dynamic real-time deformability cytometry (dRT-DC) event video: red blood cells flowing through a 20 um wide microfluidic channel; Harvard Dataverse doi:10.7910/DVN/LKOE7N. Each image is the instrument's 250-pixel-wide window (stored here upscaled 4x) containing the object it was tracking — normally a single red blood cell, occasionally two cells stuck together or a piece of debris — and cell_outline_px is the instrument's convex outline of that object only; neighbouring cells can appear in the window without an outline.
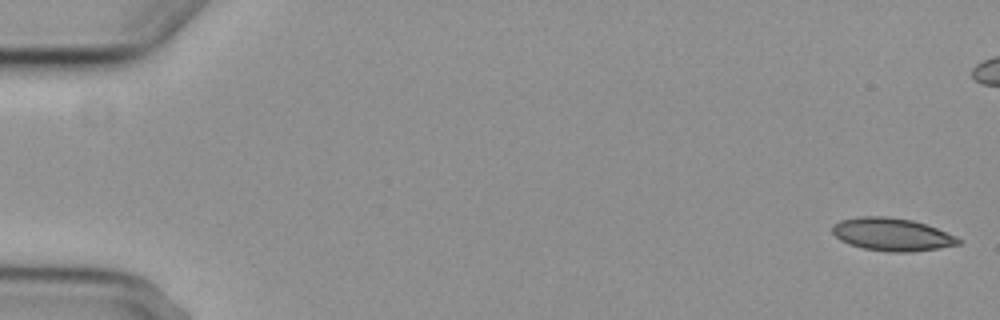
{"species": "common noctule bat (a hibernating species)", "species_latin": "Nyctalus noctula", "temperature_condition": "cold", "stored_images_in_passage": 8, "camera_frame_rate_fps": 3000, "um_per_image_px": 0.085, "animal": {"sex": "female", "body_mass_g": 29.2, "forearm_length_mm": 56.3}, "frame": {"image": 1, "passage_image": 1, "time_ms": 0.0, "image_size_px": [1000, 320], "cell_outline_px": [[964, 240], [960, 244], [940, 248], [912, 252], [888, 252], [864, 248], [848, 244], [840, 240], [832, 232], [832, 224], [840, 220], [860, 216], [888, 216], [912, 220], [936, 228], [956, 236]], "centroid_in_image_um": [75.82, 19.93], "position_along_channel_um": 9.2, "area_um2": 24.28}}
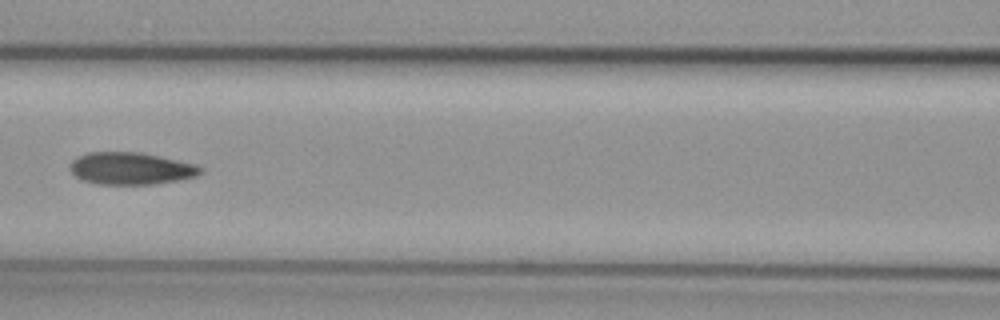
{"frame": {"image": 2, "passage_image": 7, "time_ms": 8.0, "image_size_px": [1000, 320], "cell_outline_px": [[204, 172], [196, 176], [176, 180], [152, 184], [96, 184], [84, 180], [76, 176], [68, 168], [68, 164], [76, 156], [88, 152], [140, 152], [160, 156], [196, 164], [204, 168]], "centroid_in_image_um": [11.11, 14.31], "position_along_channel_um": 155.5, "area_um2": 24.62}}
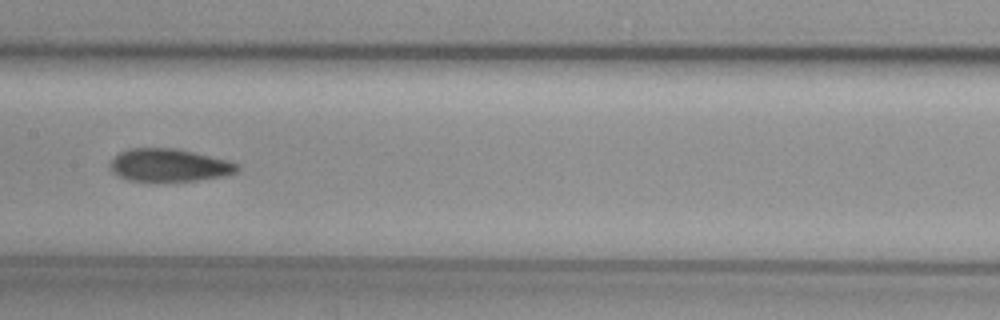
{"frame": {"image": 3, "passage_image": 8, "time_ms": 9.0, "image_size_px": [1000, 320], "cell_outline_px": [[240, 168], [236, 172], [224, 176], [196, 180], [128, 180], [112, 172], [108, 168], [108, 164], [120, 152], [128, 148], [176, 148], [228, 160], [240, 164]], "centroid_in_image_um": [14.38, 14.02], "position_along_channel_um": 193.0, "area_um2": 24.1}}